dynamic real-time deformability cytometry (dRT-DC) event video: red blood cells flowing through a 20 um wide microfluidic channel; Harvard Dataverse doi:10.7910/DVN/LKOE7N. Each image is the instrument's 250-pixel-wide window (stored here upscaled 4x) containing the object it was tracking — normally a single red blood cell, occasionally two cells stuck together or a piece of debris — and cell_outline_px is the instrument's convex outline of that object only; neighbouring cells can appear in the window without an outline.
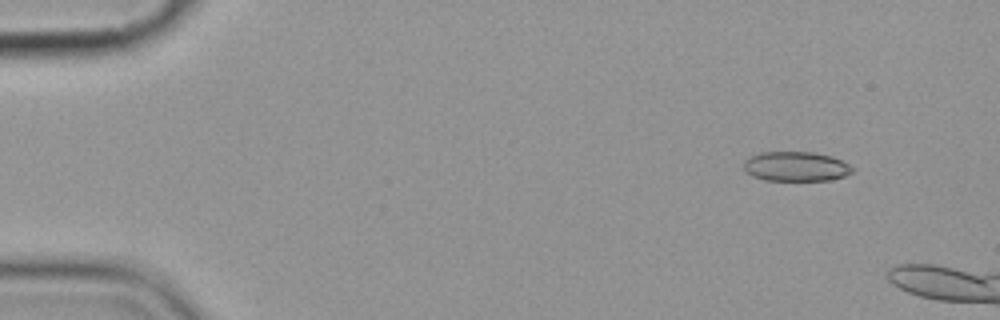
{"species": "common noctule bat (a hibernating species)", "species_latin": "Nyctalus noctula", "temperature_condition": "cold", "stored_images_in_passage": 3, "camera_frame_rate_fps": 3000, "um_per_image_px": 0.085, "animal": {"sex": "female", "body_mass_g": 19.9}, "frame": {"image": 1, "passage_image": 1, "time_ms": 0.0, "image_size_px": [1000, 320], "cell_outline_px": [[856, 168], [852, 172], [844, 176], [832, 180], [764, 180], [752, 176], [744, 168], [744, 160], [760, 152], [812, 152], [832, 156]], "centroid_in_image_um": [67.67, 14.15], "position_along_channel_um": 17.3, "area_um2": 18.73}}